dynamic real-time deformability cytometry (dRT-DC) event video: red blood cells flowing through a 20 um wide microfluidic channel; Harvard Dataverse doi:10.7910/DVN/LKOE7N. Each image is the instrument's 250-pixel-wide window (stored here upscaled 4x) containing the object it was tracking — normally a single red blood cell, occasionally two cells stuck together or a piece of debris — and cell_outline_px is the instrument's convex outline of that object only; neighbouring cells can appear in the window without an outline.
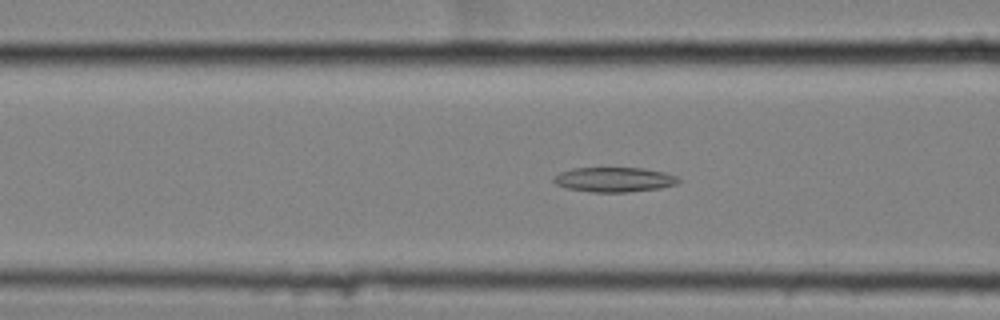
{"species": "common noctule bat (a hibernating species)", "species_latin": "Nyctalus noctula", "temperature_condition": "cold", "stored_images_in_passage": 50, "camera_frame_rate_fps": 3000, "um_per_image_px": 0.085, "animal": {"sex": "female", "body_mass_g": 25.1}, "frame": {"image": 1, "passage_image": 16, "time_ms": 5.0, "image_size_px": [1000, 320], "cell_outline_px": [[680, 180], [676, 184], [660, 188], [628, 192], [592, 192], [568, 188], [556, 184], [552, 180], [552, 176], [560, 172], [572, 168], [644, 168], [664, 172], [676, 176]], "centroid_in_image_um": [52.18, 15.26], "position_along_channel_um": 114.4, "area_um2": 17.98}}
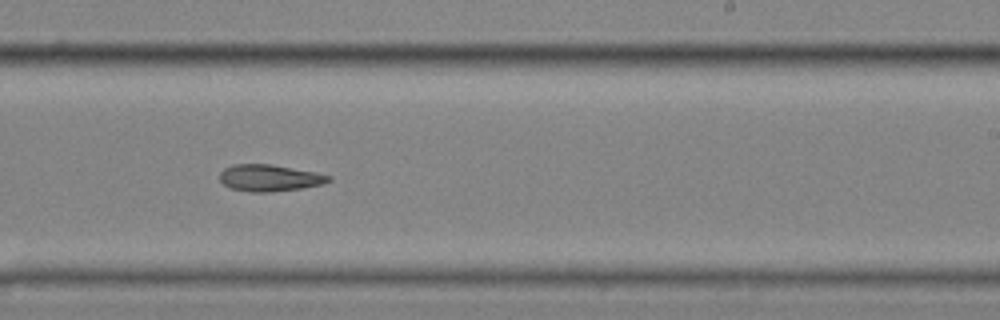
{"frame": {"image": 2, "passage_image": 29, "time_ms": 9.333, "image_size_px": [1000, 320], "cell_outline_px": [[332, 180], [324, 184], [300, 188], [272, 192], [252, 192], [232, 188], [224, 184], [220, 180], [220, 172], [224, 168], [232, 164], [272, 164], [316, 172], [332, 176]], "centroid_in_image_um": [22.93, 15.11], "position_along_channel_um": 266.1, "area_um2": 16.99}}
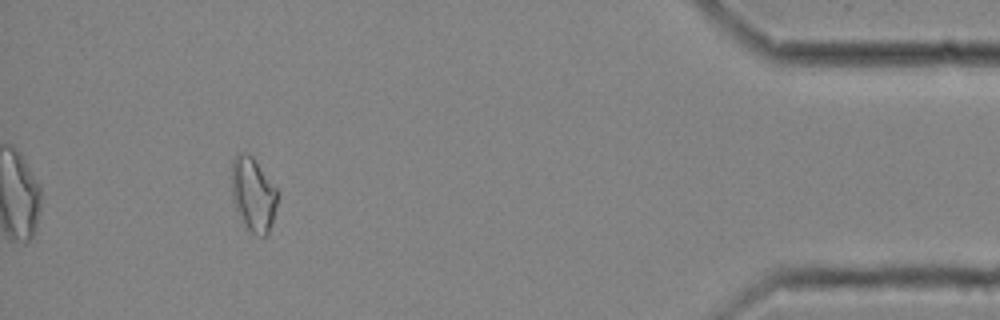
{"frame": {"image": 3, "passage_image": 46, "time_ms": 15.0, "image_size_px": [1000, 320], "cell_outline_px": [[276, 204], [272, 224], [268, 236], [256, 236], [244, 224], [232, 200], [232, 160], [236, 156], [248, 152], [252, 156], [276, 188]], "centroid_in_image_um": [21.52, 16.55], "position_along_channel_um": 413.7, "area_um2": 19.42}, "authors_computed_cell_mechanics": {"area_um2": 17.918, "velocity_mm_per_s": 3.5008, "shape_relaxation_time_tau1_ms": null, "shape_relaxation_time_tau2_ms": 7.8591, "deformation_change_tau1": null, "deformation_change_tau2": 0.1548}}